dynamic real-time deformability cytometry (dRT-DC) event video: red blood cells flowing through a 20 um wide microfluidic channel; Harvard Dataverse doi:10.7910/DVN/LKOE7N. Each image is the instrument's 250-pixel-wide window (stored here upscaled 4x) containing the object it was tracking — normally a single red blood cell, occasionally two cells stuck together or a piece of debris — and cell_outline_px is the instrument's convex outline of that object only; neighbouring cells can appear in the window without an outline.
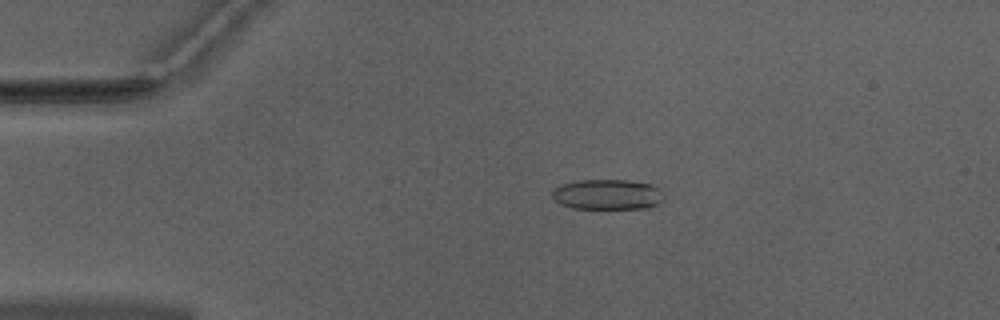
{"species": "Egyptian fruit bat (a non-hibernating species)", "species_latin": "Rousettus aegyptiacus", "temperature_condition": "warm", "stored_images_in_passage": 42, "camera_frame_rate_fps": 3000, "um_per_image_px": 0.085, "animal": {"sex": "male"}, "frame": {"image": 1, "passage_image": 1, "time_ms": 0.0, "image_size_px": [1000, 320], "cell_outline_px": [[664, 200], [648, 208], [572, 208], [560, 204], [552, 196], [552, 192], [560, 184], [580, 180], [628, 180], [648, 184], [660, 188], [664, 196]], "centroid_in_image_um": [51.65, 16.53], "position_along_channel_um": 33.4, "area_um2": 19.65}}
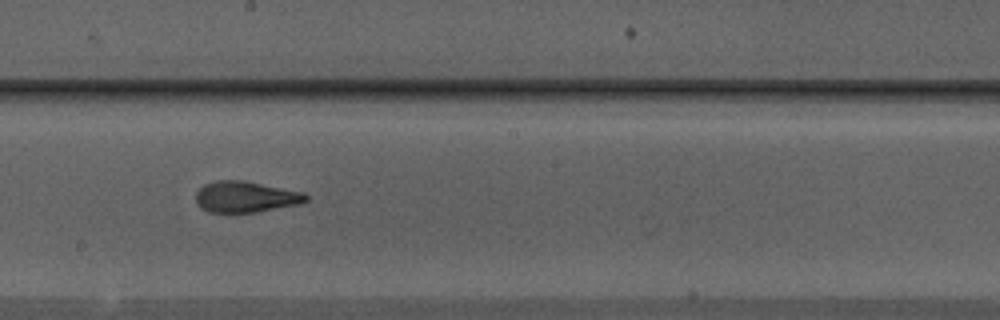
{"frame": {"image": 2, "passage_image": 19, "time_ms": 6.0, "image_size_px": [1000, 320], "cell_outline_px": [[308, 200], [300, 204], [256, 212], [208, 212], [200, 208], [196, 200], [196, 192], [204, 184], [216, 180], [244, 180], [304, 192], [308, 196]], "centroid_in_image_um": [20.88, 16.72], "position_along_channel_um": 227.3, "area_um2": 20.06}}
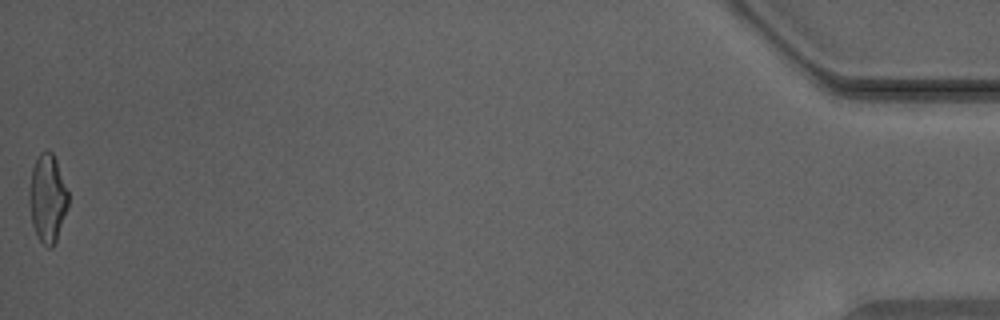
{"frame": {"image": 3, "passage_image": 42, "time_ms": 13.667, "image_size_px": [1000, 320], "cell_outline_px": [[68, 208], [56, 240], [52, 248], [48, 248], [40, 240], [32, 224], [28, 204], [28, 192], [32, 168], [40, 152], [52, 152], [56, 160], [68, 192]], "centroid_in_image_um": [4.02, 16.87], "position_along_channel_um": 431.2, "area_um2": 19.94}, "authors_computed_cell_mechanics": {"area_um2": 19.9988, "velocity_mm_per_s": 3.9954, "shape_relaxation_time_tau1_ms": null, "shape_relaxation_time_tau2_ms": 1.3759, "deformation_change_tau1": null, "deformation_change_tau2": 0.0946}}